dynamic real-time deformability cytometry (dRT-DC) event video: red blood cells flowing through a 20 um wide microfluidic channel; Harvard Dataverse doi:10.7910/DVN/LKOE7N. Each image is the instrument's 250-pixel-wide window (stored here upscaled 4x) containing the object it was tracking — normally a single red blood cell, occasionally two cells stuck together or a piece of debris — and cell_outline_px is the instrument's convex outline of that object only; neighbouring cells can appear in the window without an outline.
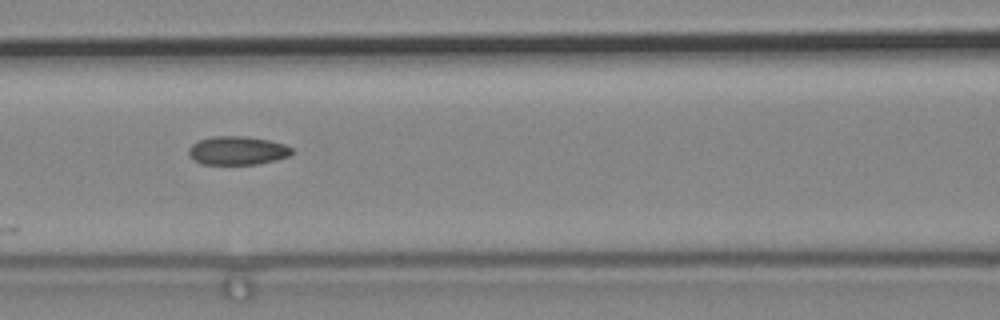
{"species": "common noctule bat (a hibernating species)", "species_latin": "Nyctalus noctula", "temperature_condition": "cold", "stored_images_in_passage": 9, "camera_frame_rate_fps": 3000, "um_per_image_px": 0.085, "animal": {"sex": "male", "body_mass_g": 19.2, "forearm_length_mm": 51.8}, "frame": {"image": 1, "passage_image": 6, "time_ms": 1.667, "image_size_px": [1000, 320], "cell_outline_px": [[292, 152], [288, 156], [276, 160], [256, 164], [200, 164], [192, 160], [188, 156], [188, 148], [192, 144], [200, 140], [212, 136], [244, 136], [268, 140], [284, 144], [292, 148]], "centroid_in_image_um": [20.13, 12.8], "position_along_channel_um": 146.5, "area_um2": 17.22}}
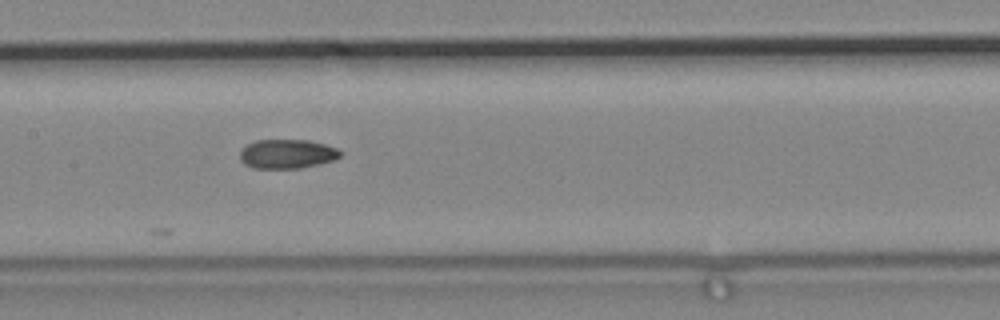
{"frame": {"image": 2, "passage_image": 7, "time_ms": 2.0, "image_size_px": [1000, 320], "cell_outline_px": [[344, 152], [336, 160], [300, 168], [252, 168], [244, 164], [240, 160], [240, 152], [248, 144], [256, 140], [308, 140], [340, 148]], "centroid_in_image_um": [24.45, 13.08], "position_along_channel_um": 182.9, "area_um2": 17.22}}
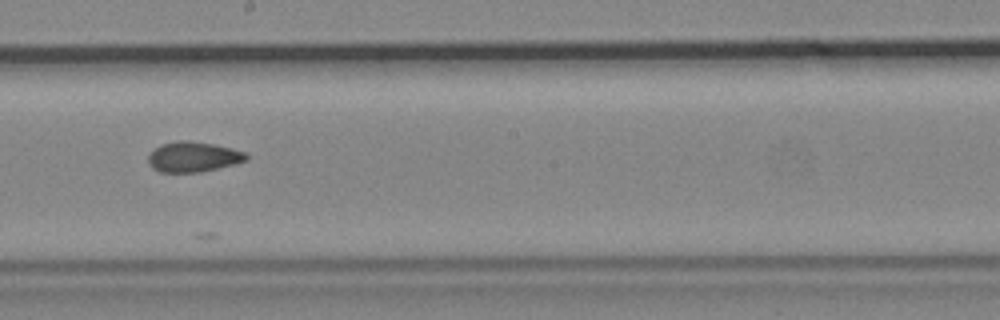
{"frame": {"image": 3, "passage_image": 8, "time_ms": 2.333, "image_size_px": [1000, 320], "cell_outline_px": [[248, 160], [236, 164], [200, 172], [160, 172], [152, 168], [148, 164], [148, 156], [160, 144], [180, 140], [188, 140], [212, 144], [232, 148], [244, 152], [248, 156]], "centroid_in_image_um": [16.43, 13.34], "position_along_channel_um": 231.8, "area_um2": 17.28}}